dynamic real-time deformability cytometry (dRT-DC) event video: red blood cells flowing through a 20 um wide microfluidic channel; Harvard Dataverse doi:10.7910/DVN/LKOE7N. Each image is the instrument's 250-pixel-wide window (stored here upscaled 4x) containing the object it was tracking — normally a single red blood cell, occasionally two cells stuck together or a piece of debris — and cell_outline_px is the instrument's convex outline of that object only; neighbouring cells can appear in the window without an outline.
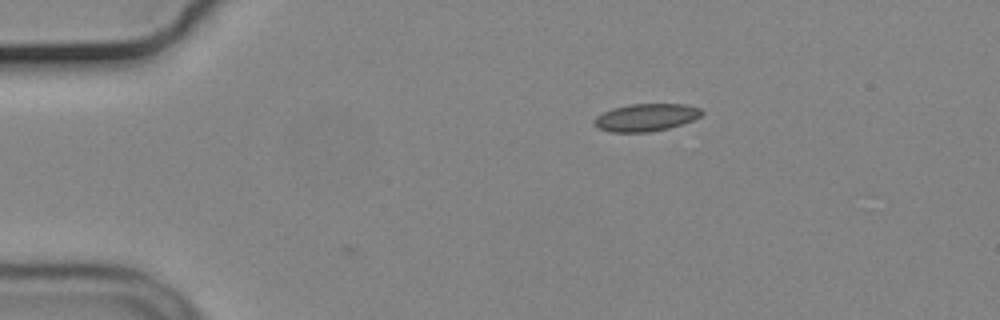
{"species": "common noctule bat (a hibernating species)", "species_latin": "Nyctalus noctula", "temperature_condition": "cold", "stored_images_in_passage": 2, "camera_frame_rate_fps": 3000, "um_per_image_px": 0.085, "animal": {"sex": "male", "body_mass_g": 19.2, "forearm_length_mm": 51.8}, "frame": {"image": 1, "passage_image": 2, "time_ms": 0.333, "image_size_px": [1000, 320], "cell_outline_px": [[704, 112], [700, 116], [692, 120], [668, 128], [648, 132], [612, 132], [596, 128], [592, 124], [592, 120], [596, 116], [612, 108], [628, 104], [688, 104], [700, 108]], "centroid_in_image_um": [54.86, 9.97], "position_along_channel_um": 30.1, "area_um2": 17.34}}